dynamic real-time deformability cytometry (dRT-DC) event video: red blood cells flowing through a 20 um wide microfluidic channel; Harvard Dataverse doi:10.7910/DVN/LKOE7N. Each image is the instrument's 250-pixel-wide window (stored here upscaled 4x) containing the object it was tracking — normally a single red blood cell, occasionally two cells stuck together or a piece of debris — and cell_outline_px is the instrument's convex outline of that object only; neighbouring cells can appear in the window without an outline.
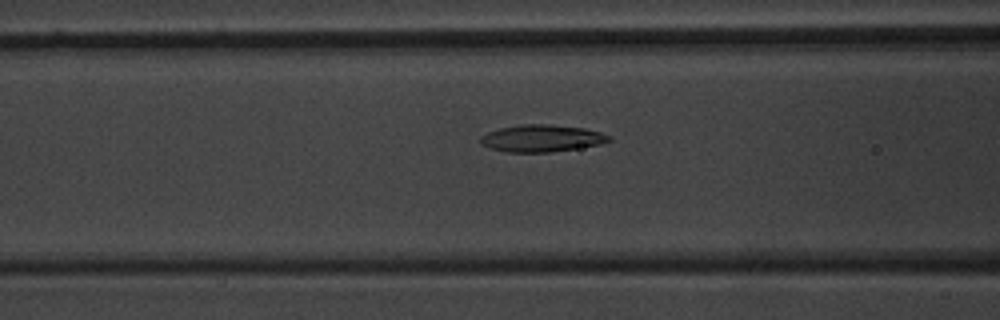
{"species": "common noctule bat (a hibernating species)", "species_latin": "Nyctalus noctula", "temperature_condition": "warm", "stored_images_in_passage": 53, "camera_frame_rate_fps": 3000, "um_per_image_px": 0.085, "animal": {"sex": "male", "body_mass_g": 20.1, "forearm_length_mm": 53.5}, "frame": {"image": 1, "passage_image": 22, "time_ms": 7.0, "image_size_px": [1000, 320], "cell_outline_px": [[612, 140], [600, 144], [552, 152], [508, 152], [488, 148], [480, 144], [480, 136], [488, 132], [500, 128], [520, 124], [548, 124], [584, 128], [600, 132], [612, 136]], "centroid_in_image_um": [46.02, 11.75], "position_along_channel_um": 120.6, "area_um2": 20.35}}
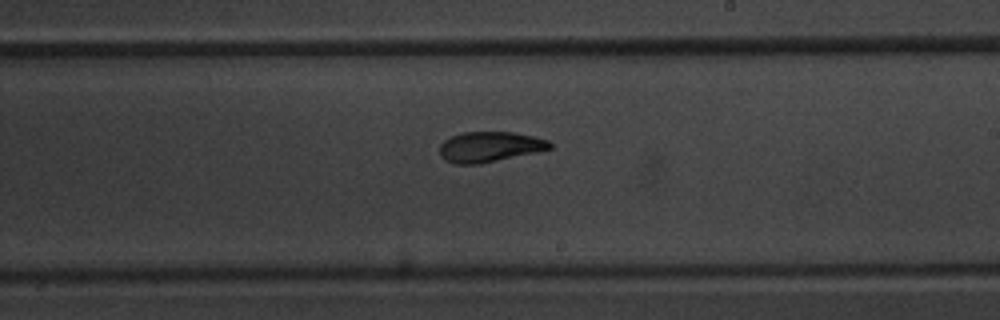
{"frame": {"image": 2, "passage_image": 32, "time_ms": 10.333, "image_size_px": [1000, 320], "cell_outline_px": [[552, 148], [480, 164], [456, 164], [444, 160], [440, 156], [440, 144], [444, 140], [460, 132], [512, 132], [536, 136], [548, 140], [552, 144]], "centroid_in_image_um": [41.6, 12.47], "position_along_channel_um": 247.4, "area_um2": 19.48}}
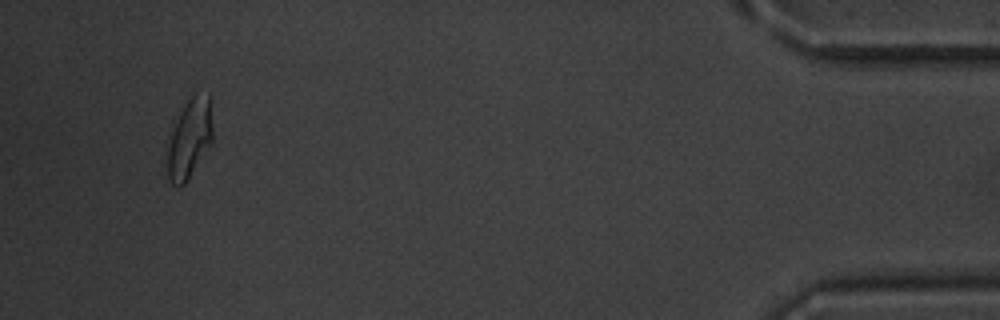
{"frame": {"image": 3, "passage_image": 51, "time_ms": 16.667, "image_size_px": [1000, 320], "cell_outline_px": [[212, 140], [184, 184], [180, 188], [176, 188], [164, 176], [164, 144], [168, 132], [180, 104], [196, 92], [208, 92], [212, 128]], "centroid_in_image_um": [15.95, 11.77], "position_along_channel_um": 419.3, "area_um2": 22.66}, "authors_computed_cell_mechanics": {"area_um2": 20.23, "velocity_mm_per_s": 3.8058, "shape_relaxation_time_tau1_ms": 4.8985, "shape_relaxation_time_tau2_ms": 2.3879, "deformation_change_tau1": 0.172, "deformation_change_tau2": 0.0889}}